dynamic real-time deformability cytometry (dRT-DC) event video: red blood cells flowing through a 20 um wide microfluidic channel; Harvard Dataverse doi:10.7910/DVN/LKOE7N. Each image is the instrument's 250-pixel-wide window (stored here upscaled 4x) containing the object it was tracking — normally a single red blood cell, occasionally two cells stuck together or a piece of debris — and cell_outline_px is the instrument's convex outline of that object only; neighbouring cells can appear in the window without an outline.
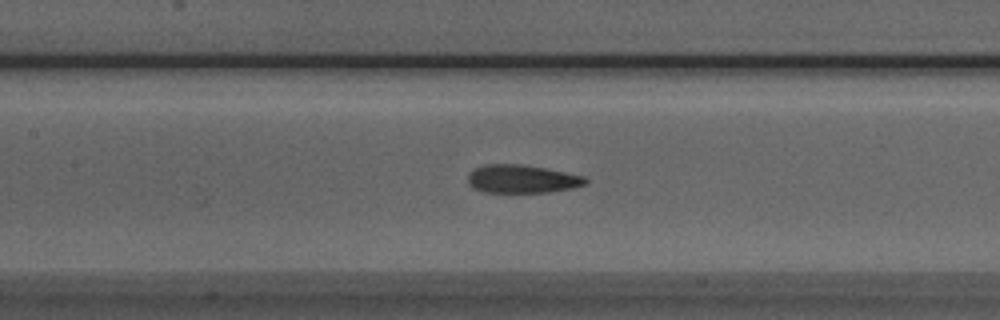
{"species": "Egyptian fruit bat (a non-hibernating species)", "species_latin": "Rousettus aegyptiacus", "temperature_condition": "room temperature", "stored_images_in_passage": 49, "camera_frame_rate_fps": 3000, "um_per_image_px": 0.085, "animal": {"sex": "male"}, "frame": {"image": 1, "passage_image": 19, "time_ms": 6.0, "image_size_px": [1000, 320], "cell_outline_px": [[588, 184], [572, 188], [548, 192], [484, 192], [472, 188], [468, 184], [468, 176], [476, 168], [484, 164], [520, 164], [544, 168], [584, 176], [588, 180]], "centroid_in_image_um": [44.37, 15.22], "position_along_channel_um": 163.0, "area_um2": 19.25}}
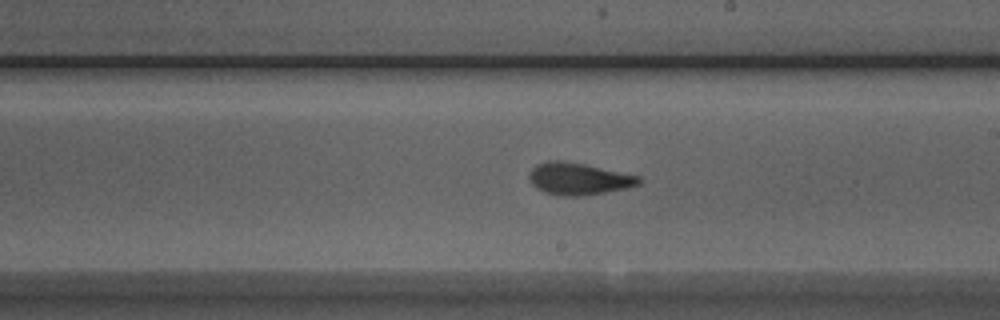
{"frame": {"image": 2, "passage_image": 25, "time_ms": 8.0, "image_size_px": [1000, 320], "cell_outline_px": [[640, 184], [624, 188], [604, 192], [580, 196], [560, 196], [544, 192], [536, 188], [532, 184], [528, 176], [532, 168], [536, 164], [548, 160], [560, 160], [584, 164], [640, 176]], "centroid_in_image_um": [49.13, 15.19], "position_along_channel_um": 239.9, "area_um2": 20.35}}
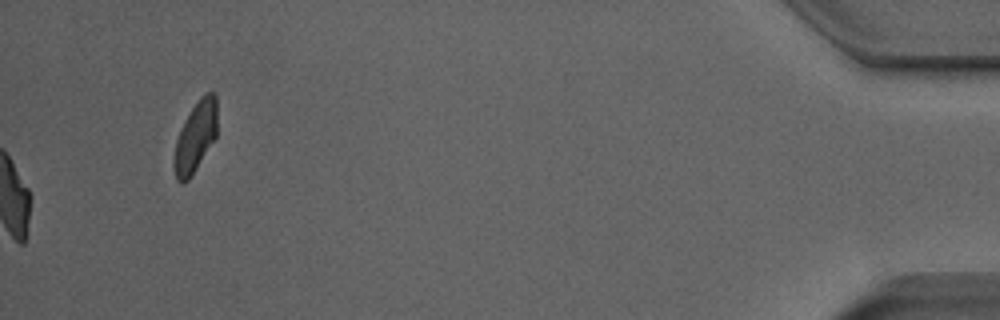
{"frame": {"image": 3, "passage_image": 49, "time_ms": 16.0, "image_size_px": [1000, 320], "cell_outline_px": [[216, 136], [188, 180], [184, 184], [180, 184], [176, 180], [172, 164], [176, 140], [180, 128], [184, 120], [200, 96], [204, 92], [212, 92], [216, 96]], "centroid_in_image_um": [16.57, 11.64], "position_along_channel_um": 418.6, "area_um2": 17.69}, "authors_computed_cell_mechanics": {"area_um2": 19.941, "velocity_mm_per_s": 3.8474, "shape_relaxation_time_tau1_ms": 8.2556, "shape_relaxation_time_tau2_ms": 2.0065, "deformation_change_tau1": 0.2295, "deformation_change_tau2": 0.0991}}